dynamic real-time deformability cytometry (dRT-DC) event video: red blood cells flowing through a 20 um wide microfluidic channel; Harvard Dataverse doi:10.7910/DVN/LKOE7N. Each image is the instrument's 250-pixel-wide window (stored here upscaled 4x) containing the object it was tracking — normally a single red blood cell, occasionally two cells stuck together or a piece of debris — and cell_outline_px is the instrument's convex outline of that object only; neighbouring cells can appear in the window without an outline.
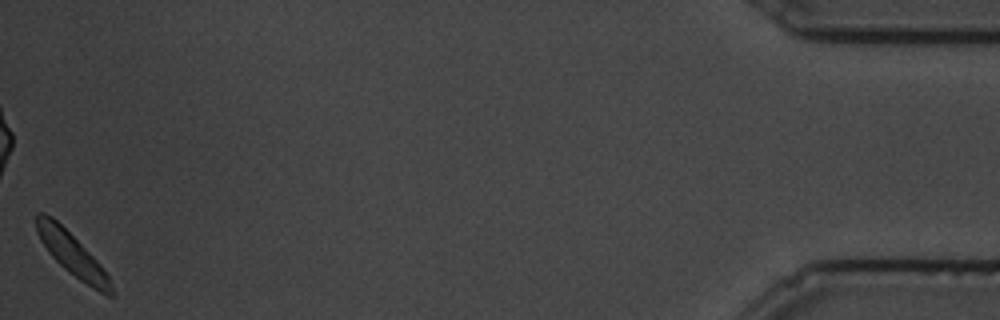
{"species": "common noctule bat (a hibernating species)", "species_latin": "Nyctalus noctula", "temperature_condition": "cold", "stored_images_in_passage": 84, "camera_frame_rate_fps": 3000, "um_per_image_px": 0.085, "animal": {"sex": "male", "body_mass_g": 19.5, "forearm_length_mm": 54.6}, "frame": {"image": 1, "passage_image": 84, "time_ms": 27.667, "image_size_px": [1000, 320], "cell_outline_px": [[112, 296], [108, 296], [92, 288], [68, 272], [48, 252], [40, 240], [36, 232], [36, 216], [40, 212], [44, 212], [52, 216], [100, 264], [108, 276], [112, 288]], "centroid_in_image_um": [6.08, 21.6], "position_along_channel_um": 429.1, "area_um2": 18.09}}